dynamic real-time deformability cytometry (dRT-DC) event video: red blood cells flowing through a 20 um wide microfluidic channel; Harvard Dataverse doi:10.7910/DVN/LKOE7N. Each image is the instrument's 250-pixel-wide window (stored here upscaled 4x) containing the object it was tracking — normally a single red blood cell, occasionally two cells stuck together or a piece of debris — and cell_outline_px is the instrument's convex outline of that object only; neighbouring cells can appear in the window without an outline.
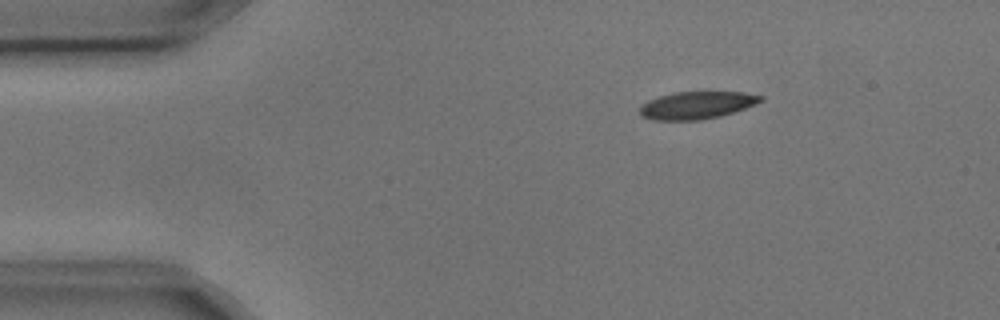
{"species": "common noctule bat (a hibernating species)", "species_latin": "Nyctalus noctula", "temperature_condition": "cold", "stored_images_in_passage": 4, "camera_frame_rate_fps": 3000, "um_per_image_px": 0.085, "animal": {"sex": "male", "body_mass_g": 17.9, "forearm_length_mm": 54.2}, "frame": {"image": 1, "passage_image": 1, "time_ms": 0.0, "image_size_px": [1000, 320], "cell_outline_px": [[764, 100], [744, 108], [720, 116], [700, 120], [652, 120], [640, 116], [640, 108], [648, 100], [660, 96], [676, 92], [744, 92], [764, 96]], "centroid_in_image_um": [59.22, 8.94], "position_along_channel_um": 25.8, "area_um2": 19.19}}
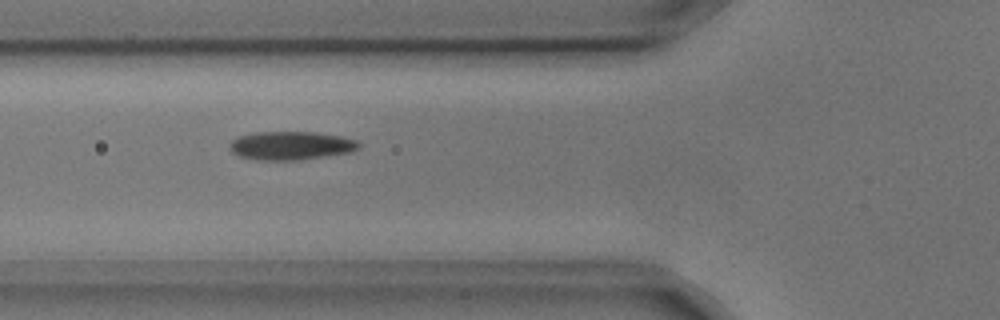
{"frame": {"image": 2, "passage_image": 4, "time_ms": 1.0, "image_size_px": [1000, 320], "cell_outline_px": [[360, 148], [352, 152], [296, 160], [256, 160], [240, 156], [232, 152], [228, 144], [232, 140], [240, 136], [256, 132], [316, 132], [340, 136], [356, 140], [360, 144]], "centroid_in_image_um": [24.73, 12.37], "position_along_channel_um": 101.1, "area_um2": 21.39}}